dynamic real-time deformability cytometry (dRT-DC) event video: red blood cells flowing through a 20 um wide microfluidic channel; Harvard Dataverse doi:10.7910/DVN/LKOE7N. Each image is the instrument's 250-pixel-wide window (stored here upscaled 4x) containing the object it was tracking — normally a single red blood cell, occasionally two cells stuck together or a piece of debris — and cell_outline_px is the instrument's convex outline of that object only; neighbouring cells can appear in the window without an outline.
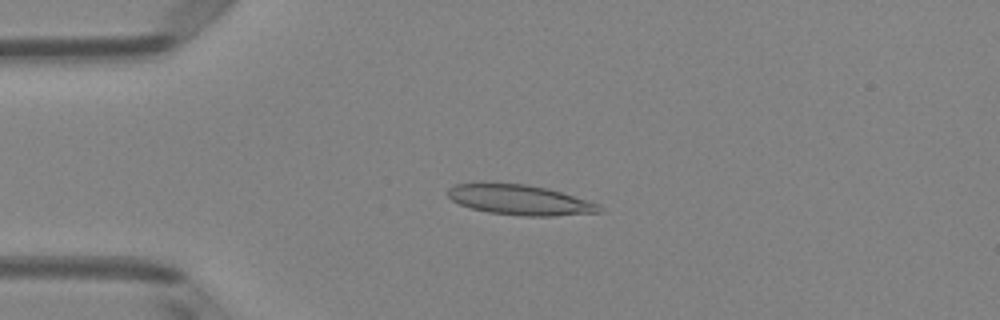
{"species": "Egyptian fruit bat (a non-hibernating species)", "species_latin": "Rousettus aegyptiacus", "temperature_condition": "room temperature", "stored_images_in_passage": 49, "camera_frame_rate_fps": 3000, "um_per_image_px": 0.085, "animal": {"sex": "female"}, "frame": {"image": 1, "passage_image": 11, "time_ms": 3.333, "image_size_px": [1000, 320], "cell_outline_px": [[604, 212], [552, 216], [524, 216], [488, 212], [472, 208], [460, 204], [452, 200], [448, 196], [448, 188], [456, 184], [528, 184], [548, 188], [600, 204], [604, 208]], "centroid_in_image_um": [44.27, 17.01], "position_along_channel_um": 40.7, "area_um2": 26.36}}
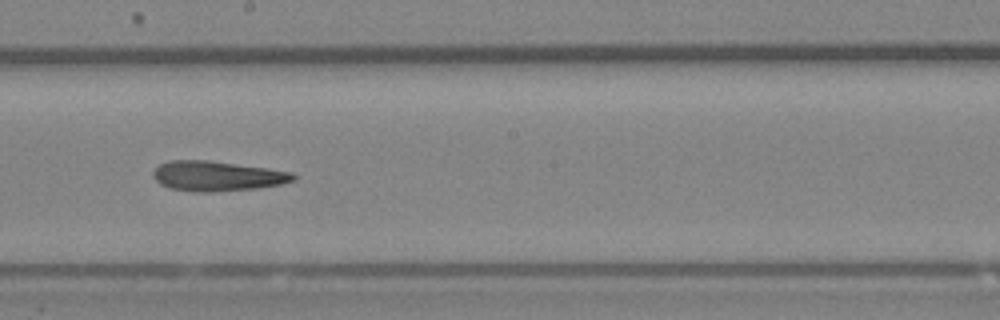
{"frame": {"image": 2, "passage_image": 27, "time_ms": 8.667, "image_size_px": [1000, 320], "cell_outline_px": [[296, 180], [280, 184], [256, 188], [212, 192], [196, 192], [168, 188], [160, 184], [152, 176], [152, 172], [160, 164], [168, 160], [208, 160], [268, 168], [292, 172], [296, 176]], "centroid_in_image_um": [18.43, 14.96], "position_along_channel_um": 229.8, "area_um2": 24.57}}
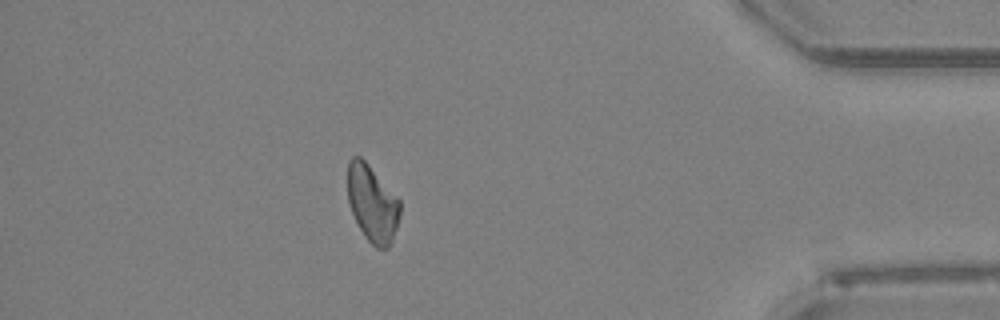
{"frame": {"image": 3, "passage_image": 43, "time_ms": 14.0, "image_size_px": [1000, 320], "cell_outline_px": [[400, 212], [396, 228], [392, 240], [388, 248], [376, 248], [364, 236], [352, 212], [348, 200], [348, 160], [352, 156], [360, 156], [368, 164], [400, 200]], "centroid_in_image_um": [31.64, 17.29], "position_along_channel_um": 403.6, "area_um2": 23.12}, "authors_computed_cell_mechanics": {"area_um2": 24.3916, "velocity_mm_per_s": 4.0546, "shape_relaxation_time_tau1_ms": 5.4822, "shape_relaxation_time_tau2_ms": 6.1589, "deformation_change_tau1": 0.1795, "deformation_change_tau2": 0.196}}